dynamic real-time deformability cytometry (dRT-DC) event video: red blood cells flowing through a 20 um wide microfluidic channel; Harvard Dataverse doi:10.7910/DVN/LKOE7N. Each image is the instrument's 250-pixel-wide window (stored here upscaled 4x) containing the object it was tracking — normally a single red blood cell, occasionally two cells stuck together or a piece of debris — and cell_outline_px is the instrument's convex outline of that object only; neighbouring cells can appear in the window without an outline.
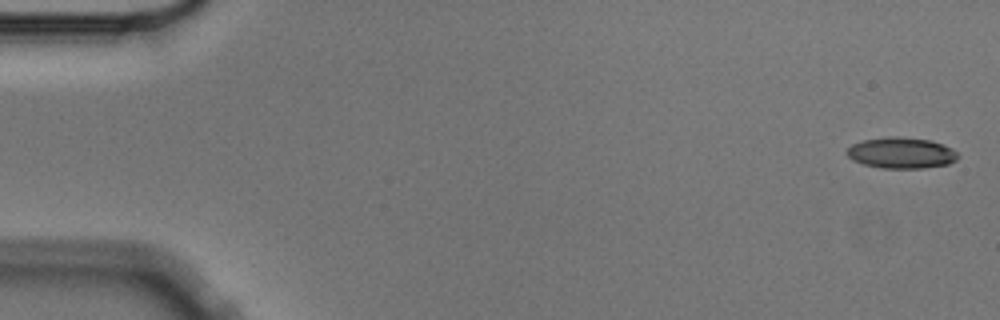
{"species": "Egyptian fruit bat (a non-hibernating species)", "species_latin": "Rousettus aegyptiacus", "temperature_condition": "cold", "stored_images_in_passage": 3, "camera_frame_rate_fps": 3000, "um_per_image_px": 0.085, "animal": {"sex": "male"}, "frame": {"image": 1, "passage_image": 1, "time_ms": 0.0, "image_size_px": [1000, 320], "cell_outline_px": [[960, 156], [956, 160], [948, 164], [924, 168], [880, 168], [864, 164], [852, 160], [848, 156], [848, 148], [852, 144], [864, 140], [888, 136], [900, 136], [932, 140], [952, 148]], "centroid_in_image_um": [76.64, 12.99], "position_along_channel_um": 8.4, "area_um2": 20.17}}